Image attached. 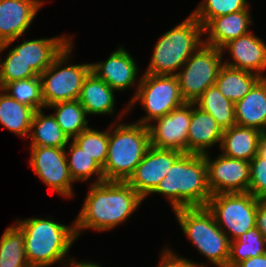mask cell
<instances>
[{
  "instance_id": "12",
  "label": "cell",
  "mask_w": 266,
  "mask_h": 267,
  "mask_svg": "<svg viewBox=\"0 0 266 267\" xmlns=\"http://www.w3.org/2000/svg\"><path fill=\"white\" fill-rule=\"evenodd\" d=\"M191 114L192 103L185 102L170 113L154 120V124L148 125L150 146L188 153V131Z\"/></svg>"
},
{
  "instance_id": "29",
  "label": "cell",
  "mask_w": 266,
  "mask_h": 267,
  "mask_svg": "<svg viewBox=\"0 0 266 267\" xmlns=\"http://www.w3.org/2000/svg\"><path fill=\"white\" fill-rule=\"evenodd\" d=\"M69 147H65V155L71 178L75 181H87L90 177L96 175V181L92 183H100L104 181L103 168L84 152L73 140H70ZM68 151V152H67ZM70 157H69V156Z\"/></svg>"
},
{
  "instance_id": "14",
  "label": "cell",
  "mask_w": 266,
  "mask_h": 267,
  "mask_svg": "<svg viewBox=\"0 0 266 267\" xmlns=\"http://www.w3.org/2000/svg\"><path fill=\"white\" fill-rule=\"evenodd\" d=\"M182 154L178 150L150 146L126 182L145 199L166 177L170 167Z\"/></svg>"
},
{
  "instance_id": "20",
  "label": "cell",
  "mask_w": 266,
  "mask_h": 267,
  "mask_svg": "<svg viewBox=\"0 0 266 267\" xmlns=\"http://www.w3.org/2000/svg\"><path fill=\"white\" fill-rule=\"evenodd\" d=\"M223 130L215 119L192 103L188 131V153L204 155L216 143L221 145ZM207 150V151H206Z\"/></svg>"
},
{
  "instance_id": "23",
  "label": "cell",
  "mask_w": 266,
  "mask_h": 267,
  "mask_svg": "<svg viewBox=\"0 0 266 267\" xmlns=\"http://www.w3.org/2000/svg\"><path fill=\"white\" fill-rule=\"evenodd\" d=\"M263 132L256 128L234 125L223 130L220 149L229 158L250 162L258 154V143Z\"/></svg>"
},
{
  "instance_id": "24",
  "label": "cell",
  "mask_w": 266,
  "mask_h": 267,
  "mask_svg": "<svg viewBox=\"0 0 266 267\" xmlns=\"http://www.w3.org/2000/svg\"><path fill=\"white\" fill-rule=\"evenodd\" d=\"M35 110L0 89V124L13 134L28 138Z\"/></svg>"
},
{
  "instance_id": "28",
  "label": "cell",
  "mask_w": 266,
  "mask_h": 267,
  "mask_svg": "<svg viewBox=\"0 0 266 267\" xmlns=\"http://www.w3.org/2000/svg\"><path fill=\"white\" fill-rule=\"evenodd\" d=\"M47 108L55 109L56 122L70 140L89 128L87 113L78 99L57 102Z\"/></svg>"
},
{
  "instance_id": "31",
  "label": "cell",
  "mask_w": 266,
  "mask_h": 267,
  "mask_svg": "<svg viewBox=\"0 0 266 267\" xmlns=\"http://www.w3.org/2000/svg\"><path fill=\"white\" fill-rule=\"evenodd\" d=\"M266 253V239L257 226L243 233L230 242V255L227 267H235L250 257H256Z\"/></svg>"
},
{
  "instance_id": "38",
  "label": "cell",
  "mask_w": 266,
  "mask_h": 267,
  "mask_svg": "<svg viewBox=\"0 0 266 267\" xmlns=\"http://www.w3.org/2000/svg\"><path fill=\"white\" fill-rule=\"evenodd\" d=\"M256 226L266 239V201H259L256 212Z\"/></svg>"
},
{
  "instance_id": "8",
  "label": "cell",
  "mask_w": 266,
  "mask_h": 267,
  "mask_svg": "<svg viewBox=\"0 0 266 267\" xmlns=\"http://www.w3.org/2000/svg\"><path fill=\"white\" fill-rule=\"evenodd\" d=\"M72 46L73 42L66 46L51 65L39 75L46 108L57 102L78 99L84 80L91 72V63L67 65Z\"/></svg>"
},
{
  "instance_id": "17",
  "label": "cell",
  "mask_w": 266,
  "mask_h": 267,
  "mask_svg": "<svg viewBox=\"0 0 266 267\" xmlns=\"http://www.w3.org/2000/svg\"><path fill=\"white\" fill-rule=\"evenodd\" d=\"M224 50L229 51L232 62L224 60L223 64L266 77L263 73L266 71V44L260 37L250 32L229 41L221 48L223 53Z\"/></svg>"
},
{
  "instance_id": "39",
  "label": "cell",
  "mask_w": 266,
  "mask_h": 267,
  "mask_svg": "<svg viewBox=\"0 0 266 267\" xmlns=\"http://www.w3.org/2000/svg\"><path fill=\"white\" fill-rule=\"evenodd\" d=\"M235 267H266V253L256 257H250Z\"/></svg>"
},
{
  "instance_id": "4",
  "label": "cell",
  "mask_w": 266,
  "mask_h": 267,
  "mask_svg": "<svg viewBox=\"0 0 266 267\" xmlns=\"http://www.w3.org/2000/svg\"><path fill=\"white\" fill-rule=\"evenodd\" d=\"M117 123L109 128L103 176L104 181L126 182L150 147V134L148 126L143 124Z\"/></svg>"
},
{
  "instance_id": "10",
  "label": "cell",
  "mask_w": 266,
  "mask_h": 267,
  "mask_svg": "<svg viewBox=\"0 0 266 267\" xmlns=\"http://www.w3.org/2000/svg\"><path fill=\"white\" fill-rule=\"evenodd\" d=\"M221 49L202 44L176 74L180 93L187 103H194L210 86L215 85L223 65Z\"/></svg>"
},
{
  "instance_id": "5",
  "label": "cell",
  "mask_w": 266,
  "mask_h": 267,
  "mask_svg": "<svg viewBox=\"0 0 266 267\" xmlns=\"http://www.w3.org/2000/svg\"><path fill=\"white\" fill-rule=\"evenodd\" d=\"M203 26L190 14L179 25L163 33L153 49L144 73L176 75L191 55L204 43Z\"/></svg>"
},
{
  "instance_id": "19",
  "label": "cell",
  "mask_w": 266,
  "mask_h": 267,
  "mask_svg": "<svg viewBox=\"0 0 266 267\" xmlns=\"http://www.w3.org/2000/svg\"><path fill=\"white\" fill-rule=\"evenodd\" d=\"M249 7L236 13L212 18L204 27V35L208 33L204 44L221 49L225 44L240 36L250 33L253 25Z\"/></svg>"
},
{
  "instance_id": "30",
  "label": "cell",
  "mask_w": 266,
  "mask_h": 267,
  "mask_svg": "<svg viewBox=\"0 0 266 267\" xmlns=\"http://www.w3.org/2000/svg\"><path fill=\"white\" fill-rule=\"evenodd\" d=\"M0 267H30L24 249V232L9 226L0 238Z\"/></svg>"
},
{
  "instance_id": "2",
  "label": "cell",
  "mask_w": 266,
  "mask_h": 267,
  "mask_svg": "<svg viewBox=\"0 0 266 267\" xmlns=\"http://www.w3.org/2000/svg\"><path fill=\"white\" fill-rule=\"evenodd\" d=\"M162 194L172 210L206 207L212 193L208 186L204 155L183 153L150 194Z\"/></svg>"
},
{
  "instance_id": "36",
  "label": "cell",
  "mask_w": 266,
  "mask_h": 267,
  "mask_svg": "<svg viewBox=\"0 0 266 267\" xmlns=\"http://www.w3.org/2000/svg\"><path fill=\"white\" fill-rule=\"evenodd\" d=\"M39 76L30 65H27L17 54L11 49L8 55L0 58V88H3L7 83Z\"/></svg>"
},
{
  "instance_id": "27",
  "label": "cell",
  "mask_w": 266,
  "mask_h": 267,
  "mask_svg": "<svg viewBox=\"0 0 266 267\" xmlns=\"http://www.w3.org/2000/svg\"><path fill=\"white\" fill-rule=\"evenodd\" d=\"M194 104L209 113L222 130L236 125L234 103L225 98L216 85L207 88Z\"/></svg>"
},
{
  "instance_id": "35",
  "label": "cell",
  "mask_w": 266,
  "mask_h": 267,
  "mask_svg": "<svg viewBox=\"0 0 266 267\" xmlns=\"http://www.w3.org/2000/svg\"><path fill=\"white\" fill-rule=\"evenodd\" d=\"M248 192L260 201H266V133L258 143V154L250 161Z\"/></svg>"
},
{
  "instance_id": "11",
  "label": "cell",
  "mask_w": 266,
  "mask_h": 267,
  "mask_svg": "<svg viewBox=\"0 0 266 267\" xmlns=\"http://www.w3.org/2000/svg\"><path fill=\"white\" fill-rule=\"evenodd\" d=\"M29 164L35 174L51 190L63 198L74 196L73 179L71 178L65 148L30 147Z\"/></svg>"
},
{
  "instance_id": "40",
  "label": "cell",
  "mask_w": 266,
  "mask_h": 267,
  "mask_svg": "<svg viewBox=\"0 0 266 267\" xmlns=\"http://www.w3.org/2000/svg\"><path fill=\"white\" fill-rule=\"evenodd\" d=\"M66 267H101V265L90 261H77L76 259H72Z\"/></svg>"
},
{
  "instance_id": "15",
  "label": "cell",
  "mask_w": 266,
  "mask_h": 267,
  "mask_svg": "<svg viewBox=\"0 0 266 267\" xmlns=\"http://www.w3.org/2000/svg\"><path fill=\"white\" fill-rule=\"evenodd\" d=\"M43 0H0V54L26 34Z\"/></svg>"
},
{
  "instance_id": "33",
  "label": "cell",
  "mask_w": 266,
  "mask_h": 267,
  "mask_svg": "<svg viewBox=\"0 0 266 267\" xmlns=\"http://www.w3.org/2000/svg\"><path fill=\"white\" fill-rule=\"evenodd\" d=\"M108 130H95L89 127L82 131L73 141L89 156L92 157L102 168L108 155Z\"/></svg>"
},
{
  "instance_id": "13",
  "label": "cell",
  "mask_w": 266,
  "mask_h": 267,
  "mask_svg": "<svg viewBox=\"0 0 266 267\" xmlns=\"http://www.w3.org/2000/svg\"><path fill=\"white\" fill-rule=\"evenodd\" d=\"M207 164L208 186L212 193H246L250 182V162L224 156L211 160L204 154Z\"/></svg>"
},
{
  "instance_id": "22",
  "label": "cell",
  "mask_w": 266,
  "mask_h": 267,
  "mask_svg": "<svg viewBox=\"0 0 266 267\" xmlns=\"http://www.w3.org/2000/svg\"><path fill=\"white\" fill-rule=\"evenodd\" d=\"M106 82L90 72L84 80L78 101L81 103L88 115L115 114V95Z\"/></svg>"
},
{
  "instance_id": "3",
  "label": "cell",
  "mask_w": 266,
  "mask_h": 267,
  "mask_svg": "<svg viewBox=\"0 0 266 267\" xmlns=\"http://www.w3.org/2000/svg\"><path fill=\"white\" fill-rule=\"evenodd\" d=\"M24 232V249L30 267L67 266L72 258L63 259L77 240L75 223L64 225L53 219L38 217L16 220ZM67 261V262H66Z\"/></svg>"
},
{
  "instance_id": "9",
  "label": "cell",
  "mask_w": 266,
  "mask_h": 267,
  "mask_svg": "<svg viewBox=\"0 0 266 267\" xmlns=\"http://www.w3.org/2000/svg\"><path fill=\"white\" fill-rule=\"evenodd\" d=\"M259 201L249 192L221 193L212 195L206 207L229 240L234 241L256 226Z\"/></svg>"
},
{
  "instance_id": "37",
  "label": "cell",
  "mask_w": 266,
  "mask_h": 267,
  "mask_svg": "<svg viewBox=\"0 0 266 267\" xmlns=\"http://www.w3.org/2000/svg\"><path fill=\"white\" fill-rule=\"evenodd\" d=\"M158 267H207L204 263H197L184 257L176 255L171 248L162 250Z\"/></svg>"
},
{
  "instance_id": "34",
  "label": "cell",
  "mask_w": 266,
  "mask_h": 267,
  "mask_svg": "<svg viewBox=\"0 0 266 267\" xmlns=\"http://www.w3.org/2000/svg\"><path fill=\"white\" fill-rule=\"evenodd\" d=\"M247 0H203L191 13L204 27L212 18L247 9Z\"/></svg>"
},
{
  "instance_id": "32",
  "label": "cell",
  "mask_w": 266,
  "mask_h": 267,
  "mask_svg": "<svg viewBox=\"0 0 266 267\" xmlns=\"http://www.w3.org/2000/svg\"><path fill=\"white\" fill-rule=\"evenodd\" d=\"M2 89L16 101L35 111L45 108L39 76L9 82Z\"/></svg>"
},
{
  "instance_id": "21",
  "label": "cell",
  "mask_w": 266,
  "mask_h": 267,
  "mask_svg": "<svg viewBox=\"0 0 266 267\" xmlns=\"http://www.w3.org/2000/svg\"><path fill=\"white\" fill-rule=\"evenodd\" d=\"M234 106L236 125L266 133V77L261 78Z\"/></svg>"
},
{
  "instance_id": "25",
  "label": "cell",
  "mask_w": 266,
  "mask_h": 267,
  "mask_svg": "<svg viewBox=\"0 0 266 267\" xmlns=\"http://www.w3.org/2000/svg\"><path fill=\"white\" fill-rule=\"evenodd\" d=\"M28 138L31 139L30 147L65 148L70 142L56 122L54 115L44 114L43 109L35 111Z\"/></svg>"
},
{
  "instance_id": "1",
  "label": "cell",
  "mask_w": 266,
  "mask_h": 267,
  "mask_svg": "<svg viewBox=\"0 0 266 267\" xmlns=\"http://www.w3.org/2000/svg\"><path fill=\"white\" fill-rule=\"evenodd\" d=\"M88 190L74 221L77 238L86 229L98 232L113 229L127 221L144 200L127 182L91 183Z\"/></svg>"
},
{
  "instance_id": "6",
  "label": "cell",
  "mask_w": 266,
  "mask_h": 267,
  "mask_svg": "<svg viewBox=\"0 0 266 267\" xmlns=\"http://www.w3.org/2000/svg\"><path fill=\"white\" fill-rule=\"evenodd\" d=\"M183 234L216 267H227L230 240L207 207L173 210Z\"/></svg>"
},
{
  "instance_id": "18",
  "label": "cell",
  "mask_w": 266,
  "mask_h": 267,
  "mask_svg": "<svg viewBox=\"0 0 266 267\" xmlns=\"http://www.w3.org/2000/svg\"><path fill=\"white\" fill-rule=\"evenodd\" d=\"M72 39L70 35H62L52 38L24 40L17 46H13L12 50L18 58L30 65L38 75H41L62 50L72 42Z\"/></svg>"
},
{
  "instance_id": "26",
  "label": "cell",
  "mask_w": 266,
  "mask_h": 267,
  "mask_svg": "<svg viewBox=\"0 0 266 267\" xmlns=\"http://www.w3.org/2000/svg\"><path fill=\"white\" fill-rule=\"evenodd\" d=\"M259 75L223 64L215 85L223 96L234 104L240 101L261 79Z\"/></svg>"
},
{
  "instance_id": "7",
  "label": "cell",
  "mask_w": 266,
  "mask_h": 267,
  "mask_svg": "<svg viewBox=\"0 0 266 267\" xmlns=\"http://www.w3.org/2000/svg\"><path fill=\"white\" fill-rule=\"evenodd\" d=\"M137 91L129 100L127 107L119 112L117 121L130 112L136 102H140L146 115L137 120V123L148 126L152 121L170 113L183 105V100L176 75H154L144 73L139 78ZM129 111V112H128Z\"/></svg>"
},
{
  "instance_id": "16",
  "label": "cell",
  "mask_w": 266,
  "mask_h": 267,
  "mask_svg": "<svg viewBox=\"0 0 266 267\" xmlns=\"http://www.w3.org/2000/svg\"><path fill=\"white\" fill-rule=\"evenodd\" d=\"M138 66L129 52L120 46L105 61L91 63V72L106 82L115 91H123L140 84ZM137 78V79H136Z\"/></svg>"
}]
</instances>
